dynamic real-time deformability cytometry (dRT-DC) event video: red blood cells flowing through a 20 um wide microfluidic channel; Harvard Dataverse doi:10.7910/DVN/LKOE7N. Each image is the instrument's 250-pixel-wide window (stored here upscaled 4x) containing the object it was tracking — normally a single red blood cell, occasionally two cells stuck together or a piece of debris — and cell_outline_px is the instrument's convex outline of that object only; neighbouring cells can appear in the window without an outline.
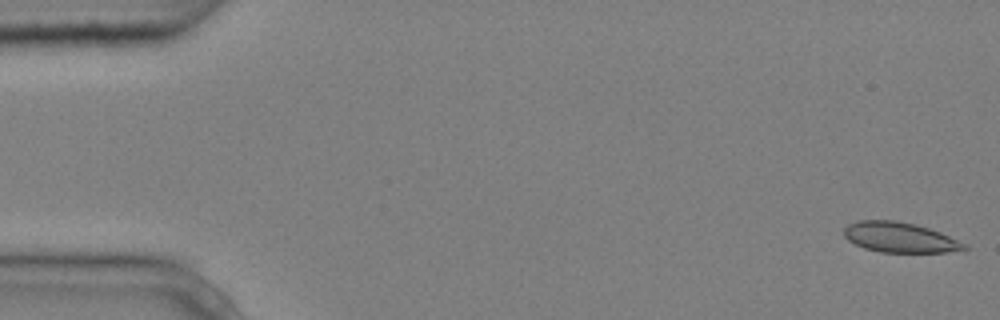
{"species": "common noctule bat (a hibernating species)", "species_latin": "Nyctalus noctula", "temperature_condition": "cold", "stored_images_in_passage": 4, "camera_frame_rate_fps": 3000, "um_per_image_px": 0.085, "animal": {"sex": "male", "body_mass_g": 20.4}, "frame": {"image": 1, "passage_image": 1, "time_ms": 0.0, "image_size_px": [1000, 320], "cell_outline_px": [[968, 248], [944, 252], [880, 252], [864, 248], [848, 240], [844, 236], [844, 228], [848, 224], [856, 220], [896, 220], [916, 224], [940, 232], [968, 244]], "centroid_in_image_um": [76.46, 20.16], "position_along_channel_um": 8.5, "area_um2": 21.15}}
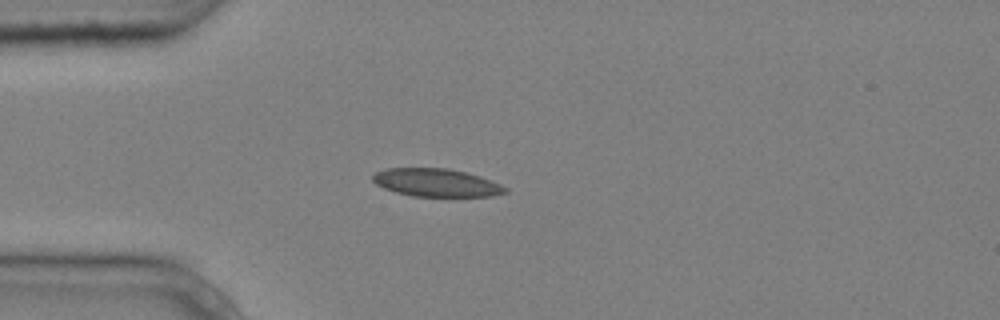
{"frame": {"image": 2, "passage_image": 4, "time_ms": 1.0, "image_size_px": [1000, 320], "cell_outline_px": [[508, 192], [492, 196], [412, 196], [396, 192], [384, 188], [376, 184], [372, 180], [372, 176], [376, 172], [388, 168], [448, 168], [468, 172], [480, 176], [500, 184], [508, 188]], "centroid_in_image_um": [37.1, 15.52], "position_along_channel_um": 47.9, "area_um2": 21.62}}